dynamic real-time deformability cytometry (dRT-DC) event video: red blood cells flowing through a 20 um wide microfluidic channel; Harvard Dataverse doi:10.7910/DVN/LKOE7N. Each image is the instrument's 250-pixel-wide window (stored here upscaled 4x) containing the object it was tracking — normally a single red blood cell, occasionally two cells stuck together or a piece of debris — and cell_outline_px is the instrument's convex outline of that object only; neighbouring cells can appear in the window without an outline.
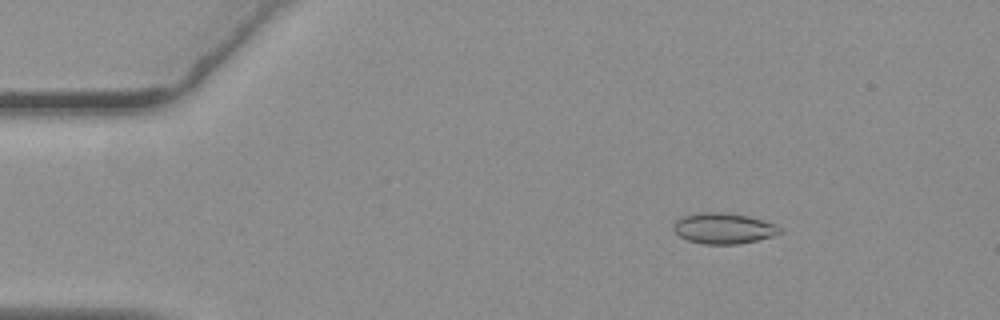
{"species": "common noctule bat (a hibernating species)", "species_latin": "Nyctalus noctula", "temperature_condition": "warm", "stored_images_in_passage": 31, "camera_frame_rate_fps": 3000, "um_per_image_px": 0.085, "animal": {"sex": "female", "body_mass_g": 19.3, "forearm_length_mm": 54.1}, "frame": {"image": 1, "passage_image": 8, "time_ms": 2.333, "image_size_px": [1000, 320], "cell_outline_px": [[784, 232], [772, 236], [756, 240], [736, 244], [700, 244], [688, 240], [680, 236], [672, 228], [672, 224], [676, 220], [684, 216], [700, 212], [720, 212], [748, 216], [776, 224]], "centroid_in_image_um": [61.49, 19.41], "position_along_channel_um": 23.5, "area_um2": 19.02}}
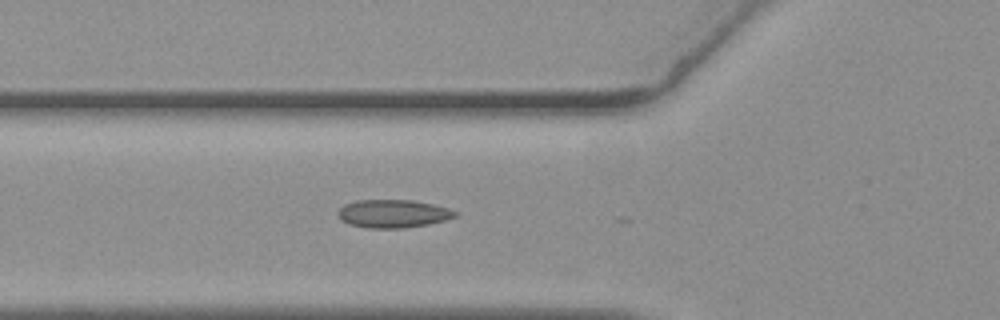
{"frame": {"image": 2, "passage_image": 20, "time_ms": 6.333, "image_size_px": [1000, 320], "cell_outline_px": [[456, 216], [448, 220], [428, 224], [404, 228], [368, 228], [348, 224], [340, 220], [336, 212], [344, 204], [356, 200], [412, 200], [432, 204], [448, 208], [456, 212]], "centroid_in_image_um": [33.37, 18.16], "position_along_channel_um": 92.4, "area_um2": 19.31}}
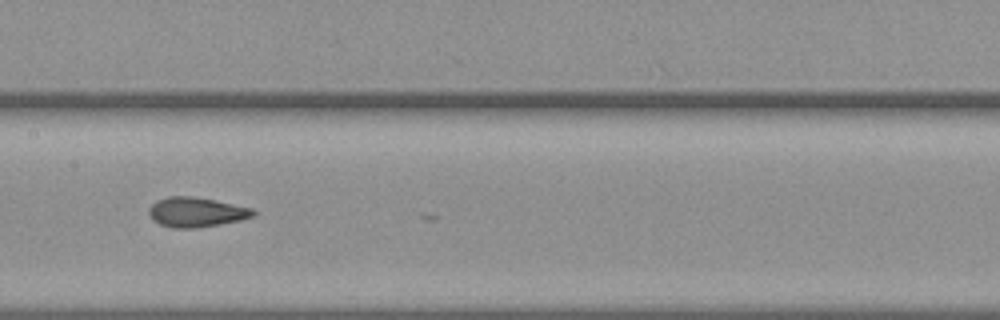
{"frame": {"image": 3, "passage_image": 28, "time_ms": 9.0, "image_size_px": [1000, 320], "cell_outline_px": [[256, 216], [240, 220], [220, 224], [196, 228], [172, 228], [160, 224], [152, 220], [148, 212], [148, 208], [156, 200], [168, 196], [196, 196], [216, 200], [252, 208], [256, 212]], "centroid_in_image_um": [16.67, 18.02], "position_along_channel_um": 190.7, "area_um2": 18.32}}